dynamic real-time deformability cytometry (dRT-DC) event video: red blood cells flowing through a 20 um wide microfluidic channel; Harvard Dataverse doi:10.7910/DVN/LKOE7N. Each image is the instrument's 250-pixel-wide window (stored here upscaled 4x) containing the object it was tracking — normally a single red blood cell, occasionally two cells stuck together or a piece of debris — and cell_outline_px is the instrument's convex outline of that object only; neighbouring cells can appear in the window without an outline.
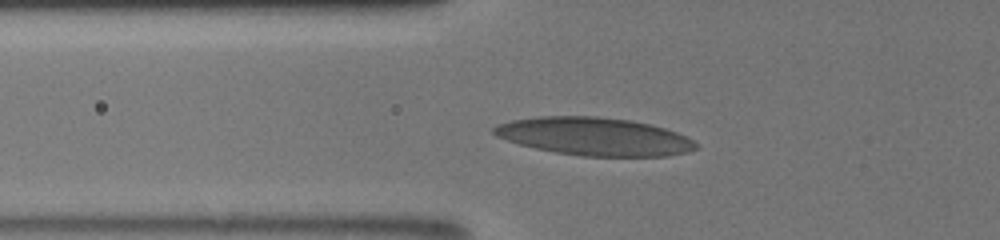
{"species": "human", "species_latin": "Homo sapiens", "temperature_condition": "room temperature", "stored_images_in_passage": 4, "camera_frame_rate_fps": 3000, "um_per_image_px": 0.085, "donor": {"sex": "male"}, "frame": {"image": 1, "passage_image": 3, "time_ms": 1.667, "image_size_px": [1000, 240], "cell_outline_px": [[700, 148], [688, 152], [668, 156], [584, 156], [556, 152], [536, 148], [520, 144], [496, 136], [492, 132], [492, 128], [496, 124], [512, 120], [540, 116], [596, 116], [632, 120], [664, 128], [688, 136]], "centroid_in_image_um": [50.54, 11.59], "position_along_channel_um": 75.3, "area_um2": 44.68}}